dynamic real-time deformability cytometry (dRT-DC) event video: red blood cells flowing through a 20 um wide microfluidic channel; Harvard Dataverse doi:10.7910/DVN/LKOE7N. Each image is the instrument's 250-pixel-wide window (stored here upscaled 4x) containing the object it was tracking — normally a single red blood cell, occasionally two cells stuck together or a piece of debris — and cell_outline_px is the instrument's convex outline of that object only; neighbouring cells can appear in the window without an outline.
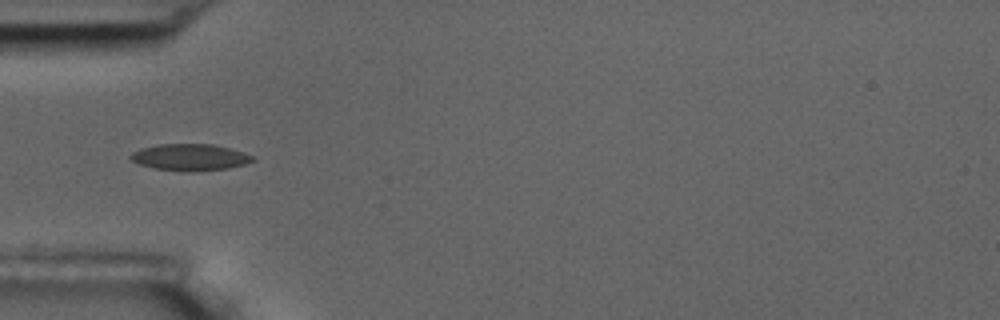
{"species": "common noctule bat (a hibernating species)", "species_latin": "Nyctalus noctula", "temperature_condition": "room temperature", "stored_images_in_passage": 15, "camera_frame_rate_fps": 3000, "um_per_image_px": 0.085, "animal": {"sex": "male", "body_mass_g": 17.5, "forearm_length_mm": 52.3}, "frame": {"image": 1, "passage_image": 5, "time_ms": 5.667, "image_size_px": [1000, 320], "cell_outline_px": [[256, 160], [244, 164], [228, 168], [192, 172], [184, 172], [156, 168], [140, 164], [132, 160], [128, 156], [132, 152], [140, 148], [156, 144], [212, 144], [244, 152], [256, 156]], "centroid_in_image_um": [16.16, 13.36], "position_along_channel_um": 68.8, "area_um2": 19.07}}
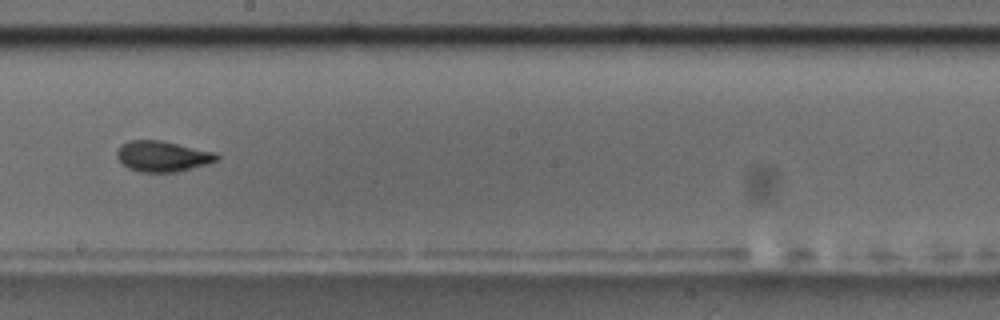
{"frame": {"image": 2, "passage_image": 9, "time_ms": 10.333, "image_size_px": [1000, 320], "cell_outline_px": [[220, 160], [208, 164], [176, 172], [140, 172], [128, 168], [120, 164], [116, 156], [116, 152], [120, 144], [128, 140], [160, 140], [216, 152], [220, 156]], "centroid_in_image_um": [13.8, 13.28], "position_along_channel_um": 234.4, "area_um2": 18.21}, "authors_computed_cell_mechanics": {"area_um2": 18.2648, "velocity_mm_per_s": 3.5495, "shape_relaxation_time_tau1_ms": 3.0069, "shape_relaxation_time_tau2_ms": null, "deformation_change_tau1": 0.1296, "deformation_change_tau2": null}}